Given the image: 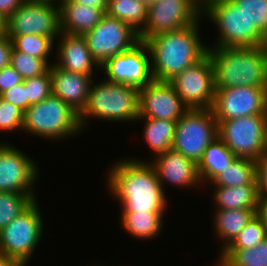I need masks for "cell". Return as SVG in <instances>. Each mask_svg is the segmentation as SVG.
Masks as SVG:
<instances>
[{
    "instance_id": "25",
    "label": "cell",
    "mask_w": 267,
    "mask_h": 266,
    "mask_svg": "<svg viewBox=\"0 0 267 266\" xmlns=\"http://www.w3.org/2000/svg\"><path fill=\"white\" fill-rule=\"evenodd\" d=\"M121 225L135 239H151L160 234L163 212H122Z\"/></svg>"
},
{
    "instance_id": "38",
    "label": "cell",
    "mask_w": 267,
    "mask_h": 266,
    "mask_svg": "<svg viewBox=\"0 0 267 266\" xmlns=\"http://www.w3.org/2000/svg\"><path fill=\"white\" fill-rule=\"evenodd\" d=\"M21 75L11 66L0 70V94L23 82Z\"/></svg>"
},
{
    "instance_id": "2",
    "label": "cell",
    "mask_w": 267,
    "mask_h": 266,
    "mask_svg": "<svg viewBox=\"0 0 267 266\" xmlns=\"http://www.w3.org/2000/svg\"><path fill=\"white\" fill-rule=\"evenodd\" d=\"M199 18L193 24L146 39L151 56V71L156 81H170L207 54L199 37Z\"/></svg>"
},
{
    "instance_id": "28",
    "label": "cell",
    "mask_w": 267,
    "mask_h": 266,
    "mask_svg": "<svg viewBox=\"0 0 267 266\" xmlns=\"http://www.w3.org/2000/svg\"><path fill=\"white\" fill-rule=\"evenodd\" d=\"M217 266H267V238L246 249H224Z\"/></svg>"
},
{
    "instance_id": "3",
    "label": "cell",
    "mask_w": 267,
    "mask_h": 266,
    "mask_svg": "<svg viewBox=\"0 0 267 266\" xmlns=\"http://www.w3.org/2000/svg\"><path fill=\"white\" fill-rule=\"evenodd\" d=\"M207 47L216 89L267 87V52L261 46Z\"/></svg>"
},
{
    "instance_id": "40",
    "label": "cell",
    "mask_w": 267,
    "mask_h": 266,
    "mask_svg": "<svg viewBox=\"0 0 267 266\" xmlns=\"http://www.w3.org/2000/svg\"><path fill=\"white\" fill-rule=\"evenodd\" d=\"M12 52L11 38L8 35L0 37V70L10 65Z\"/></svg>"
},
{
    "instance_id": "44",
    "label": "cell",
    "mask_w": 267,
    "mask_h": 266,
    "mask_svg": "<svg viewBox=\"0 0 267 266\" xmlns=\"http://www.w3.org/2000/svg\"><path fill=\"white\" fill-rule=\"evenodd\" d=\"M0 266H23L19 261L0 252Z\"/></svg>"
},
{
    "instance_id": "8",
    "label": "cell",
    "mask_w": 267,
    "mask_h": 266,
    "mask_svg": "<svg viewBox=\"0 0 267 266\" xmlns=\"http://www.w3.org/2000/svg\"><path fill=\"white\" fill-rule=\"evenodd\" d=\"M218 137L212 109H188L176 122L172 149L198 165L207 146Z\"/></svg>"
},
{
    "instance_id": "29",
    "label": "cell",
    "mask_w": 267,
    "mask_h": 266,
    "mask_svg": "<svg viewBox=\"0 0 267 266\" xmlns=\"http://www.w3.org/2000/svg\"><path fill=\"white\" fill-rule=\"evenodd\" d=\"M148 9L140 0H108L106 14L131 25L140 32L147 21Z\"/></svg>"
},
{
    "instance_id": "19",
    "label": "cell",
    "mask_w": 267,
    "mask_h": 266,
    "mask_svg": "<svg viewBox=\"0 0 267 266\" xmlns=\"http://www.w3.org/2000/svg\"><path fill=\"white\" fill-rule=\"evenodd\" d=\"M52 94L66 102L78 114L85 108L93 78L59 68L54 63L49 68Z\"/></svg>"
},
{
    "instance_id": "37",
    "label": "cell",
    "mask_w": 267,
    "mask_h": 266,
    "mask_svg": "<svg viewBox=\"0 0 267 266\" xmlns=\"http://www.w3.org/2000/svg\"><path fill=\"white\" fill-rule=\"evenodd\" d=\"M0 98H2L7 102H10L14 106L19 107L24 112L31 106L27 100V93L24 87V80L23 82L1 93Z\"/></svg>"
},
{
    "instance_id": "41",
    "label": "cell",
    "mask_w": 267,
    "mask_h": 266,
    "mask_svg": "<svg viewBox=\"0 0 267 266\" xmlns=\"http://www.w3.org/2000/svg\"><path fill=\"white\" fill-rule=\"evenodd\" d=\"M24 0H0V13L9 18Z\"/></svg>"
},
{
    "instance_id": "31",
    "label": "cell",
    "mask_w": 267,
    "mask_h": 266,
    "mask_svg": "<svg viewBox=\"0 0 267 266\" xmlns=\"http://www.w3.org/2000/svg\"><path fill=\"white\" fill-rule=\"evenodd\" d=\"M13 49L28 55L44 59L49 64V55L52 53L54 40L48 36L25 34L9 36Z\"/></svg>"
},
{
    "instance_id": "27",
    "label": "cell",
    "mask_w": 267,
    "mask_h": 266,
    "mask_svg": "<svg viewBox=\"0 0 267 266\" xmlns=\"http://www.w3.org/2000/svg\"><path fill=\"white\" fill-rule=\"evenodd\" d=\"M257 161L235 158L228 168L219 173L211 182L214 187H232L257 183Z\"/></svg>"
},
{
    "instance_id": "45",
    "label": "cell",
    "mask_w": 267,
    "mask_h": 266,
    "mask_svg": "<svg viewBox=\"0 0 267 266\" xmlns=\"http://www.w3.org/2000/svg\"><path fill=\"white\" fill-rule=\"evenodd\" d=\"M8 18L0 13V37L7 35Z\"/></svg>"
},
{
    "instance_id": "47",
    "label": "cell",
    "mask_w": 267,
    "mask_h": 266,
    "mask_svg": "<svg viewBox=\"0 0 267 266\" xmlns=\"http://www.w3.org/2000/svg\"><path fill=\"white\" fill-rule=\"evenodd\" d=\"M26 2H35V3H48V4H56L55 2L57 1V4H59L60 0H24Z\"/></svg>"
},
{
    "instance_id": "5",
    "label": "cell",
    "mask_w": 267,
    "mask_h": 266,
    "mask_svg": "<svg viewBox=\"0 0 267 266\" xmlns=\"http://www.w3.org/2000/svg\"><path fill=\"white\" fill-rule=\"evenodd\" d=\"M23 131L45 139H65L83 131L79 114L66 102L51 94L24 112Z\"/></svg>"
},
{
    "instance_id": "21",
    "label": "cell",
    "mask_w": 267,
    "mask_h": 266,
    "mask_svg": "<svg viewBox=\"0 0 267 266\" xmlns=\"http://www.w3.org/2000/svg\"><path fill=\"white\" fill-rule=\"evenodd\" d=\"M104 13L92 6L73 2L59 1L60 32L83 36L92 30L101 20Z\"/></svg>"
},
{
    "instance_id": "36",
    "label": "cell",
    "mask_w": 267,
    "mask_h": 266,
    "mask_svg": "<svg viewBox=\"0 0 267 266\" xmlns=\"http://www.w3.org/2000/svg\"><path fill=\"white\" fill-rule=\"evenodd\" d=\"M24 111L0 98V131H23Z\"/></svg>"
},
{
    "instance_id": "18",
    "label": "cell",
    "mask_w": 267,
    "mask_h": 266,
    "mask_svg": "<svg viewBox=\"0 0 267 266\" xmlns=\"http://www.w3.org/2000/svg\"><path fill=\"white\" fill-rule=\"evenodd\" d=\"M154 158L150 163L156 171L163 190L167 182L176 185L175 187H194L202 183L198 165L174 149L167 150Z\"/></svg>"
},
{
    "instance_id": "9",
    "label": "cell",
    "mask_w": 267,
    "mask_h": 266,
    "mask_svg": "<svg viewBox=\"0 0 267 266\" xmlns=\"http://www.w3.org/2000/svg\"><path fill=\"white\" fill-rule=\"evenodd\" d=\"M43 227L36 199L0 231V252L27 266L42 237Z\"/></svg>"
},
{
    "instance_id": "39",
    "label": "cell",
    "mask_w": 267,
    "mask_h": 266,
    "mask_svg": "<svg viewBox=\"0 0 267 266\" xmlns=\"http://www.w3.org/2000/svg\"><path fill=\"white\" fill-rule=\"evenodd\" d=\"M258 197H267V156L257 160Z\"/></svg>"
},
{
    "instance_id": "33",
    "label": "cell",
    "mask_w": 267,
    "mask_h": 266,
    "mask_svg": "<svg viewBox=\"0 0 267 266\" xmlns=\"http://www.w3.org/2000/svg\"><path fill=\"white\" fill-rule=\"evenodd\" d=\"M10 65L23 79H27L45 74L52 64H48L44 59L13 49Z\"/></svg>"
},
{
    "instance_id": "32",
    "label": "cell",
    "mask_w": 267,
    "mask_h": 266,
    "mask_svg": "<svg viewBox=\"0 0 267 266\" xmlns=\"http://www.w3.org/2000/svg\"><path fill=\"white\" fill-rule=\"evenodd\" d=\"M265 238H267V229L261 218L255 214L225 249L251 248L262 242Z\"/></svg>"
},
{
    "instance_id": "24",
    "label": "cell",
    "mask_w": 267,
    "mask_h": 266,
    "mask_svg": "<svg viewBox=\"0 0 267 266\" xmlns=\"http://www.w3.org/2000/svg\"><path fill=\"white\" fill-rule=\"evenodd\" d=\"M236 156L227 148L222 140L215 138L205 149L198 163V173L201 182L210 183L219 173L234 161Z\"/></svg>"
},
{
    "instance_id": "26",
    "label": "cell",
    "mask_w": 267,
    "mask_h": 266,
    "mask_svg": "<svg viewBox=\"0 0 267 266\" xmlns=\"http://www.w3.org/2000/svg\"><path fill=\"white\" fill-rule=\"evenodd\" d=\"M141 119H144L145 122L143 130L144 139L147 145L150 146L149 148L154 151L155 157L172 149L177 121L143 117L137 118V120Z\"/></svg>"
},
{
    "instance_id": "35",
    "label": "cell",
    "mask_w": 267,
    "mask_h": 266,
    "mask_svg": "<svg viewBox=\"0 0 267 266\" xmlns=\"http://www.w3.org/2000/svg\"><path fill=\"white\" fill-rule=\"evenodd\" d=\"M27 100L30 105L39 103L52 94L49 70L42 75L24 79Z\"/></svg>"
},
{
    "instance_id": "10",
    "label": "cell",
    "mask_w": 267,
    "mask_h": 266,
    "mask_svg": "<svg viewBox=\"0 0 267 266\" xmlns=\"http://www.w3.org/2000/svg\"><path fill=\"white\" fill-rule=\"evenodd\" d=\"M83 37L99 66L110 57L122 54L140 42L139 32L131 25L106 13L100 22Z\"/></svg>"
},
{
    "instance_id": "4",
    "label": "cell",
    "mask_w": 267,
    "mask_h": 266,
    "mask_svg": "<svg viewBox=\"0 0 267 266\" xmlns=\"http://www.w3.org/2000/svg\"><path fill=\"white\" fill-rule=\"evenodd\" d=\"M139 89L108 80L91 84L88 101L79 114L80 127L87 124L89 118L109 121H137L139 117Z\"/></svg>"
},
{
    "instance_id": "50",
    "label": "cell",
    "mask_w": 267,
    "mask_h": 266,
    "mask_svg": "<svg viewBox=\"0 0 267 266\" xmlns=\"http://www.w3.org/2000/svg\"><path fill=\"white\" fill-rule=\"evenodd\" d=\"M214 1H216V0H205V7H206L207 5H209L211 2H214Z\"/></svg>"
},
{
    "instance_id": "16",
    "label": "cell",
    "mask_w": 267,
    "mask_h": 266,
    "mask_svg": "<svg viewBox=\"0 0 267 266\" xmlns=\"http://www.w3.org/2000/svg\"><path fill=\"white\" fill-rule=\"evenodd\" d=\"M35 164L23 151L1 142L0 192L34 193L33 186L38 177Z\"/></svg>"
},
{
    "instance_id": "12",
    "label": "cell",
    "mask_w": 267,
    "mask_h": 266,
    "mask_svg": "<svg viewBox=\"0 0 267 266\" xmlns=\"http://www.w3.org/2000/svg\"><path fill=\"white\" fill-rule=\"evenodd\" d=\"M201 16L196 0H157L148 8L146 24L139 32L140 41L189 26Z\"/></svg>"
},
{
    "instance_id": "13",
    "label": "cell",
    "mask_w": 267,
    "mask_h": 266,
    "mask_svg": "<svg viewBox=\"0 0 267 266\" xmlns=\"http://www.w3.org/2000/svg\"><path fill=\"white\" fill-rule=\"evenodd\" d=\"M149 54L148 45L140 41L128 51L110 57L100 66V70L107 74L108 81L140 89L154 80Z\"/></svg>"
},
{
    "instance_id": "34",
    "label": "cell",
    "mask_w": 267,
    "mask_h": 266,
    "mask_svg": "<svg viewBox=\"0 0 267 266\" xmlns=\"http://www.w3.org/2000/svg\"><path fill=\"white\" fill-rule=\"evenodd\" d=\"M263 33L267 27V0H230Z\"/></svg>"
},
{
    "instance_id": "30",
    "label": "cell",
    "mask_w": 267,
    "mask_h": 266,
    "mask_svg": "<svg viewBox=\"0 0 267 266\" xmlns=\"http://www.w3.org/2000/svg\"><path fill=\"white\" fill-rule=\"evenodd\" d=\"M34 193L0 192V231L37 198Z\"/></svg>"
},
{
    "instance_id": "1",
    "label": "cell",
    "mask_w": 267,
    "mask_h": 266,
    "mask_svg": "<svg viewBox=\"0 0 267 266\" xmlns=\"http://www.w3.org/2000/svg\"><path fill=\"white\" fill-rule=\"evenodd\" d=\"M138 160L121 159L113 164L108 188L122 204V212H164L167 200L156 171L150 161Z\"/></svg>"
},
{
    "instance_id": "14",
    "label": "cell",
    "mask_w": 267,
    "mask_h": 266,
    "mask_svg": "<svg viewBox=\"0 0 267 266\" xmlns=\"http://www.w3.org/2000/svg\"><path fill=\"white\" fill-rule=\"evenodd\" d=\"M35 34L51 37L60 34L59 4L24 1L8 18L7 35Z\"/></svg>"
},
{
    "instance_id": "17",
    "label": "cell",
    "mask_w": 267,
    "mask_h": 266,
    "mask_svg": "<svg viewBox=\"0 0 267 266\" xmlns=\"http://www.w3.org/2000/svg\"><path fill=\"white\" fill-rule=\"evenodd\" d=\"M139 117L178 121L189 109L169 81L153 80L139 89Z\"/></svg>"
},
{
    "instance_id": "48",
    "label": "cell",
    "mask_w": 267,
    "mask_h": 266,
    "mask_svg": "<svg viewBox=\"0 0 267 266\" xmlns=\"http://www.w3.org/2000/svg\"><path fill=\"white\" fill-rule=\"evenodd\" d=\"M144 6L148 9L149 7L153 6L157 0H140Z\"/></svg>"
},
{
    "instance_id": "11",
    "label": "cell",
    "mask_w": 267,
    "mask_h": 266,
    "mask_svg": "<svg viewBox=\"0 0 267 266\" xmlns=\"http://www.w3.org/2000/svg\"><path fill=\"white\" fill-rule=\"evenodd\" d=\"M169 82L189 109L212 108L216 88L211 58L208 54Z\"/></svg>"
},
{
    "instance_id": "49",
    "label": "cell",
    "mask_w": 267,
    "mask_h": 266,
    "mask_svg": "<svg viewBox=\"0 0 267 266\" xmlns=\"http://www.w3.org/2000/svg\"><path fill=\"white\" fill-rule=\"evenodd\" d=\"M201 10L205 8V0H196Z\"/></svg>"
},
{
    "instance_id": "23",
    "label": "cell",
    "mask_w": 267,
    "mask_h": 266,
    "mask_svg": "<svg viewBox=\"0 0 267 266\" xmlns=\"http://www.w3.org/2000/svg\"><path fill=\"white\" fill-rule=\"evenodd\" d=\"M213 199L216 209H257L258 189L257 183L232 187H215Z\"/></svg>"
},
{
    "instance_id": "22",
    "label": "cell",
    "mask_w": 267,
    "mask_h": 266,
    "mask_svg": "<svg viewBox=\"0 0 267 266\" xmlns=\"http://www.w3.org/2000/svg\"><path fill=\"white\" fill-rule=\"evenodd\" d=\"M214 228L216 236L225 242L223 251L254 217L257 209H215Z\"/></svg>"
},
{
    "instance_id": "42",
    "label": "cell",
    "mask_w": 267,
    "mask_h": 266,
    "mask_svg": "<svg viewBox=\"0 0 267 266\" xmlns=\"http://www.w3.org/2000/svg\"><path fill=\"white\" fill-rule=\"evenodd\" d=\"M76 3H81L83 5L92 6L94 8L100 9L104 14L107 10L108 0H72Z\"/></svg>"
},
{
    "instance_id": "15",
    "label": "cell",
    "mask_w": 267,
    "mask_h": 266,
    "mask_svg": "<svg viewBox=\"0 0 267 266\" xmlns=\"http://www.w3.org/2000/svg\"><path fill=\"white\" fill-rule=\"evenodd\" d=\"M211 109L216 120L267 114V87L238 86L216 89Z\"/></svg>"
},
{
    "instance_id": "43",
    "label": "cell",
    "mask_w": 267,
    "mask_h": 266,
    "mask_svg": "<svg viewBox=\"0 0 267 266\" xmlns=\"http://www.w3.org/2000/svg\"><path fill=\"white\" fill-rule=\"evenodd\" d=\"M256 214L261 218L267 229V197L259 198Z\"/></svg>"
},
{
    "instance_id": "20",
    "label": "cell",
    "mask_w": 267,
    "mask_h": 266,
    "mask_svg": "<svg viewBox=\"0 0 267 266\" xmlns=\"http://www.w3.org/2000/svg\"><path fill=\"white\" fill-rule=\"evenodd\" d=\"M58 37L60 38V41H57L60 42L57 46L59 61L54 64L66 71L93 75V68L100 66L92 57L84 37L63 32H60Z\"/></svg>"
},
{
    "instance_id": "7",
    "label": "cell",
    "mask_w": 267,
    "mask_h": 266,
    "mask_svg": "<svg viewBox=\"0 0 267 266\" xmlns=\"http://www.w3.org/2000/svg\"><path fill=\"white\" fill-rule=\"evenodd\" d=\"M218 28L212 48L261 46L262 32L230 0H216L202 10Z\"/></svg>"
},
{
    "instance_id": "6",
    "label": "cell",
    "mask_w": 267,
    "mask_h": 266,
    "mask_svg": "<svg viewBox=\"0 0 267 266\" xmlns=\"http://www.w3.org/2000/svg\"><path fill=\"white\" fill-rule=\"evenodd\" d=\"M217 122L218 137L236 158L257 161L267 156V114Z\"/></svg>"
},
{
    "instance_id": "46",
    "label": "cell",
    "mask_w": 267,
    "mask_h": 266,
    "mask_svg": "<svg viewBox=\"0 0 267 266\" xmlns=\"http://www.w3.org/2000/svg\"><path fill=\"white\" fill-rule=\"evenodd\" d=\"M261 47L267 52V27L262 33Z\"/></svg>"
}]
</instances>
